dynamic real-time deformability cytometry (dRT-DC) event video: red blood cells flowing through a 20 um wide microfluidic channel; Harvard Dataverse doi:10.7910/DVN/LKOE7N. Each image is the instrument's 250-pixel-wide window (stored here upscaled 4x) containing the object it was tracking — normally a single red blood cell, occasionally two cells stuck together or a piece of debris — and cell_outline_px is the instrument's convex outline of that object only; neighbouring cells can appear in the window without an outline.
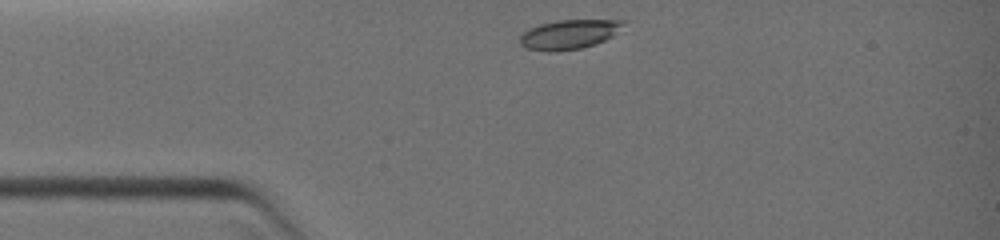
{"species": "common noctule bat (a hibernating species)", "species_latin": "Nyctalus noctula", "temperature_condition": "warm", "stored_images_in_passage": 2, "camera_frame_rate_fps": 3000, "um_per_image_px": 0.085, "animal": {"sex": "female", "body_mass_g": 19.0, "forearm_length_mm": 51.5}, "frame": {"image": 1, "passage_image": 1, "time_ms": 0.0, "image_size_px": [1000, 240], "cell_outline_px": [[628, 20], [612, 36], [596, 44], [580, 48], [556, 52], [548, 52], [524, 48], [520, 44], [520, 36], [528, 28], [540, 24], [556, 20]], "centroid_in_image_um": [48.33, 2.93], "position_along_channel_um": 36.7, "area_um2": 17.8}}